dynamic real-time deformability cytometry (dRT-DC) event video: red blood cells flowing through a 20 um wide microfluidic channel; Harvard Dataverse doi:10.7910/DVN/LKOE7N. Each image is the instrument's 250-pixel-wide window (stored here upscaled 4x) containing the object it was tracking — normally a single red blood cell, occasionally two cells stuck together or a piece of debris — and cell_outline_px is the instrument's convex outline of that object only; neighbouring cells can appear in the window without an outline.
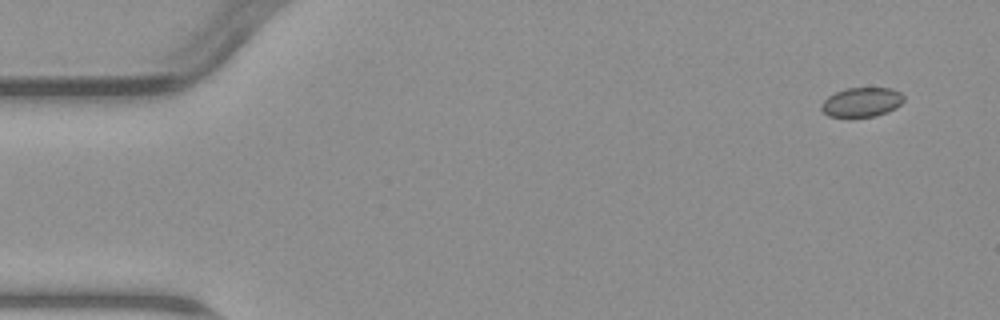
{"species": "common noctule bat (a hibernating species)", "species_latin": "Nyctalus noctula", "temperature_condition": "warm", "stored_images_in_passage": 4, "camera_frame_rate_fps": 3000, "um_per_image_px": 0.085, "animal": {"sex": "male", "body_mass_g": 23.1, "forearm_length_mm": 52.7}, "frame": {"image": 1, "passage_image": 1, "time_ms": 0.0, "image_size_px": [1000, 320], "cell_outline_px": [[904, 100], [896, 108], [888, 112], [876, 116], [852, 120], [848, 120], [828, 116], [820, 108], [820, 104], [828, 96], [844, 88], [892, 88], [900, 92], [904, 96]], "centroid_in_image_um": [73.21, 8.74], "position_along_channel_um": 11.8, "area_um2": 14.85}}
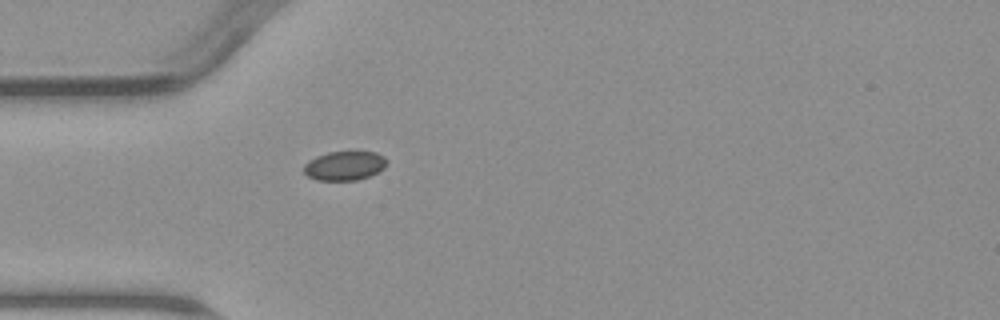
{"frame": {"image": 2, "passage_image": 4, "time_ms": 4.333, "image_size_px": [1000, 320], "cell_outline_px": [[388, 160], [384, 168], [368, 176], [356, 180], [316, 180], [308, 176], [304, 172], [304, 164], [308, 160], [316, 156], [328, 152], [376, 152], [384, 156]], "centroid_in_image_um": [29.27, 14.08], "position_along_channel_um": 55.7, "area_um2": 14.05}}